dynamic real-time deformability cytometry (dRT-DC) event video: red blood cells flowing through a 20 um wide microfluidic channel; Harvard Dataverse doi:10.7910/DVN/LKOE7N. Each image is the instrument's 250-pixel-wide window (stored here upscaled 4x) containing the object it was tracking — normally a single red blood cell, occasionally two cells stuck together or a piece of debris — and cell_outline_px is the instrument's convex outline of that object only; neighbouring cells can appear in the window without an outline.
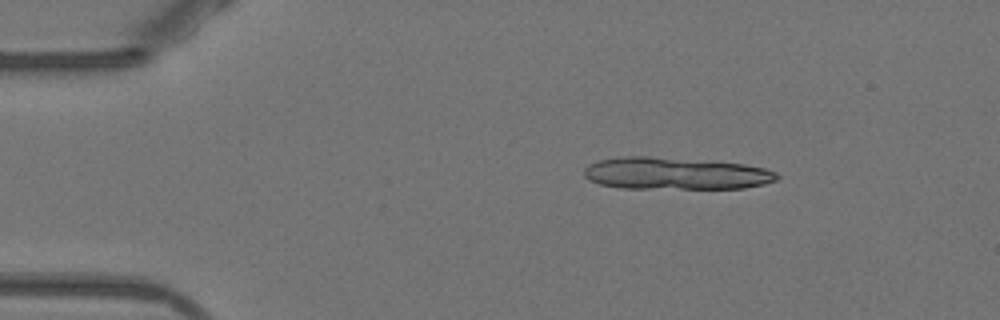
{"species": "Egyptian fruit bat (a non-hibernating species)", "species_latin": "Rousettus aegyptiacus", "temperature_condition": "warm", "stored_images_in_passage": 7, "camera_frame_rate_fps": 3000, "um_per_image_px": 0.085, "animal": {"sex": "female"}, "frame": {"image": 1, "passage_image": 1, "time_ms": 0.0, "image_size_px": [1000, 320], "cell_outline_px": [[780, 176], [776, 180], [764, 184], [744, 188], [620, 188], [600, 184], [588, 180], [584, 176], [584, 168], [588, 164], [600, 160], [624, 156], [648, 156], [712, 160], [744, 164], [764, 168], [776, 172]], "centroid_in_image_um": [57.42, 14.73], "position_along_channel_um": 27.6, "area_um2": 36.47}}